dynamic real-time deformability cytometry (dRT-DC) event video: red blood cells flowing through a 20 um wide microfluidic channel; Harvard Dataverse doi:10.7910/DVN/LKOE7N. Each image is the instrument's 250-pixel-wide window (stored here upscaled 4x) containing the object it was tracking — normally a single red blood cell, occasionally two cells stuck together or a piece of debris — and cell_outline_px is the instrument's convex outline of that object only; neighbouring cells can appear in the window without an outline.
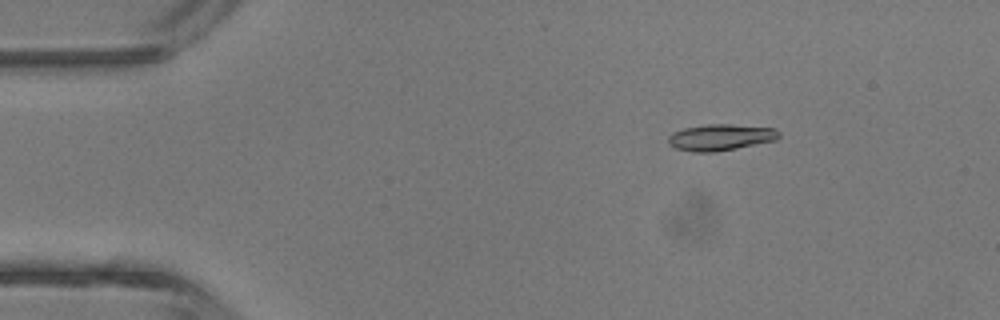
{"species": "common noctule bat (a hibernating species)", "species_latin": "Nyctalus noctula", "temperature_condition": "room temperature", "stored_images_in_passage": 4, "segment_of_instrument_passage": [1, 2], "camera_frame_rate_fps": 3000, "um_per_image_px": 0.085, "animal": {"sex": "male", "body_mass_g": 13.3}, "frame": {"image": 1, "passage_image": 2, "time_ms": 1.0, "image_size_px": [1000, 320], "cell_outline_px": [[780, 136], [776, 140], [736, 148], [712, 152], [692, 152], [676, 148], [668, 144], [668, 136], [672, 132], [684, 128], [708, 124], [732, 124], [772, 128], [780, 132]], "centroid_in_image_um": [61.22, 11.67], "position_along_channel_um": 23.8, "area_um2": 16.94}}